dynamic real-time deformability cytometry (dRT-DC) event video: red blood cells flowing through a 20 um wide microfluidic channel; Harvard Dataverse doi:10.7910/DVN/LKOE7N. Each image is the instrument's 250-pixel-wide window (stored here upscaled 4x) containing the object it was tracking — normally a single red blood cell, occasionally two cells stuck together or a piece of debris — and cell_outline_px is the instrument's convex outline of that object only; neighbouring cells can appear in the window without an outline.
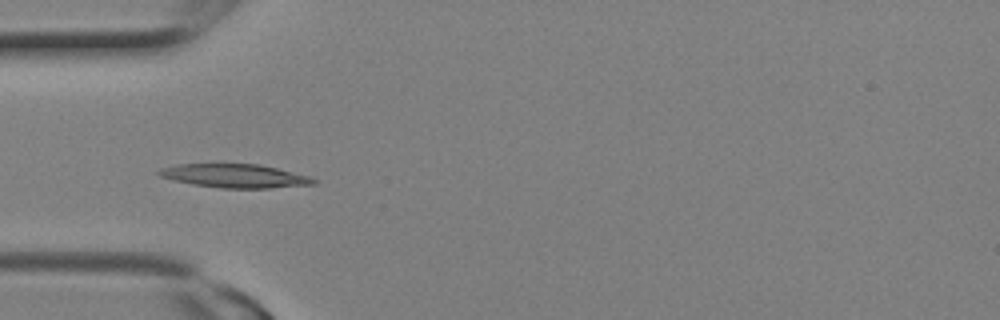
{"species": "Egyptian fruit bat (a non-hibernating species)", "species_latin": "Rousettus aegyptiacus", "temperature_condition": "room temperature", "stored_images_in_passage": 11, "camera_frame_rate_fps": 3000, "um_per_image_px": 0.085, "animal": {"sex": "female"}, "frame": {"image": 1, "passage_image": 7, "time_ms": 2.0, "image_size_px": [1000, 320], "cell_outline_px": [[316, 184], [268, 188], [220, 188], [192, 184], [172, 180], [160, 176], [156, 172], [160, 168], [176, 164], [260, 164], [312, 176], [316, 180]], "centroid_in_image_um": [19.97, 14.95], "position_along_channel_um": 65.0, "area_um2": 21.44}}
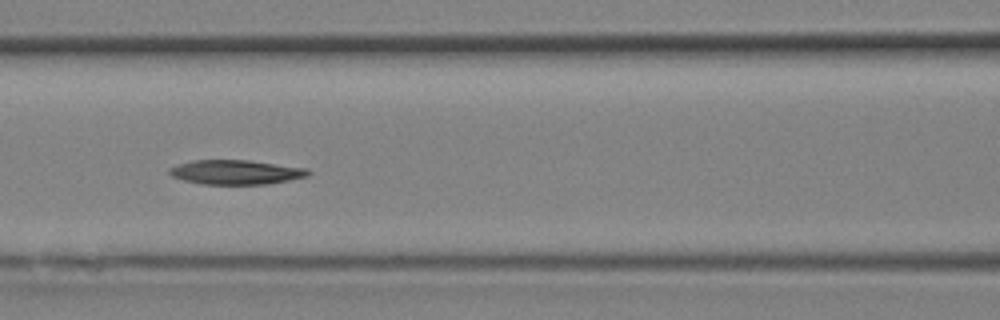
{"frame": {"image": 2, "passage_image": 10, "time_ms": 3.0, "image_size_px": [1000, 320], "cell_outline_px": [[312, 172], [308, 176], [268, 184], [200, 184], [184, 180], [172, 176], [168, 172], [168, 168], [192, 160], [248, 160], [308, 168]], "centroid_in_image_um": [20.06, 14.63], "position_along_channel_um": 146.5, "area_um2": 19.77}}